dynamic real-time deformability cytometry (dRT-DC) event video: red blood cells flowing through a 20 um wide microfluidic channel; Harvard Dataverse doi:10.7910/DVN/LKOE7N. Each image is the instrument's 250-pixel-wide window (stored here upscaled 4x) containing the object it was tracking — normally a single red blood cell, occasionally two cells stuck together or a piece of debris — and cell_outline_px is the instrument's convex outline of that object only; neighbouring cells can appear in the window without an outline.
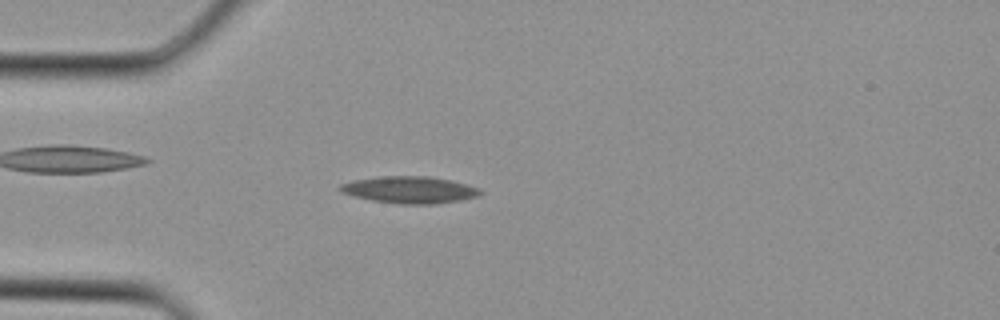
{"species": "Egyptian fruit bat (a non-hibernating species)", "species_latin": "Rousettus aegyptiacus", "temperature_condition": "cold", "stored_images_in_passage": 3, "camera_frame_rate_fps": 3000, "um_per_image_px": 0.085, "animal": {"sex": "female"}, "frame": {"image": 1, "passage_image": 3, "time_ms": 0.667, "image_size_px": [1000, 320], "cell_outline_px": [[484, 192], [476, 196], [460, 200], [436, 204], [400, 204], [372, 200], [340, 192], [340, 184], [356, 180], [376, 176], [428, 176], [452, 180], [468, 184], [480, 188]], "centroid_in_image_um": [34.86, 16.13], "position_along_channel_um": 50.1, "area_um2": 21.96}}